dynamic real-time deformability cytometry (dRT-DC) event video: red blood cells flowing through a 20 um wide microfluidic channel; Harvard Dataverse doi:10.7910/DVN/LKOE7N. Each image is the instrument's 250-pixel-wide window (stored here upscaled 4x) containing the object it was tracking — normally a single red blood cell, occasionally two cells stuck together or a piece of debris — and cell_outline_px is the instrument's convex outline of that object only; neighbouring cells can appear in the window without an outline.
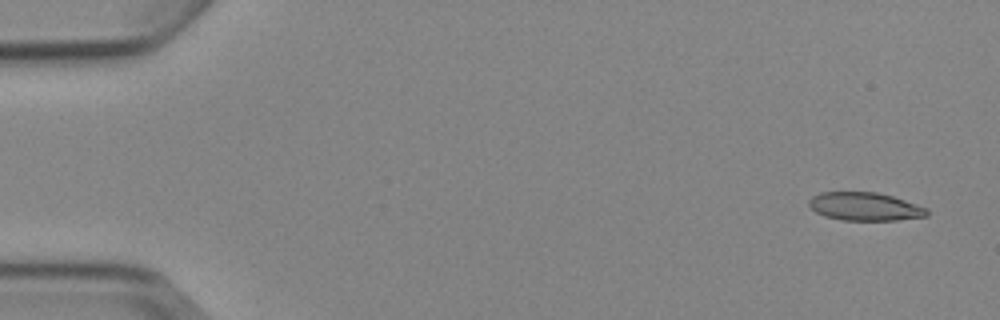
{"species": "Egyptian fruit bat (a non-hibernating species)", "species_latin": "Rousettus aegyptiacus", "temperature_condition": "cold", "stored_images_in_passage": 8, "camera_frame_rate_fps": 3000, "um_per_image_px": 0.085, "animal": {"sex": "female"}, "frame": {"image": 1, "passage_image": 1, "time_ms": 0.0, "image_size_px": [1000, 320], "cell_outline_px": [[928, 216], [896, 220], [844, 220], [824, 216], [816, 212], [808, 204], [808, 200], [812, 196], [820, 192], [876, 192], [892, 196], [928, 208]], "centroid_in_image_um": [73.5, 17.55], "position_along_channel_um": 11.5, "area_um2": 19.36}}
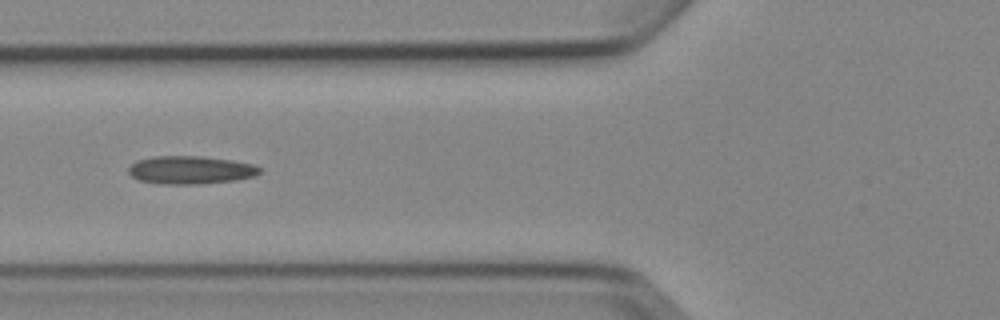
{"frame": {"image": 2, "passage_image": 6, "time_ms": 6.0, "image_size_px": [1000, 320], "cell_outline_px": [[260, 172], [252, 176], [236, 180], [200, 184], [160, 184], [140, 180], [132, 176], [128, 172], [128, 168], [136, 160], [156, 156], [200, 156], [232, 160], [252, 164], [260, 168]], "centroid_in_image_um": [16.16, 14.45], "position_along_channel_um": 109.6, "area_um2": 21.33}}
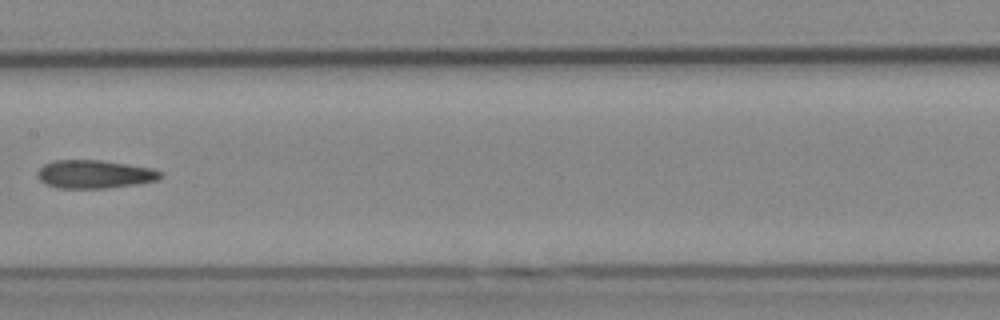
{"frame": {"image": 3, "passage_image": 8, "time_ms": 8.333, "image_size_px": [1000, 320], "cell_outline_px": [[164, 176], [160, 180], [136, 184], [108, 188], [56, 188], [40, 180], [36, 176], [36, 172], [44, 164], [52, 160], [100, 160], [128, 164], [152, 168], [164, 172]], "centroid_in_image_um": [8.07, 14.8], "position_along_channel_um": 199.3, "area_um2": 20.52}}